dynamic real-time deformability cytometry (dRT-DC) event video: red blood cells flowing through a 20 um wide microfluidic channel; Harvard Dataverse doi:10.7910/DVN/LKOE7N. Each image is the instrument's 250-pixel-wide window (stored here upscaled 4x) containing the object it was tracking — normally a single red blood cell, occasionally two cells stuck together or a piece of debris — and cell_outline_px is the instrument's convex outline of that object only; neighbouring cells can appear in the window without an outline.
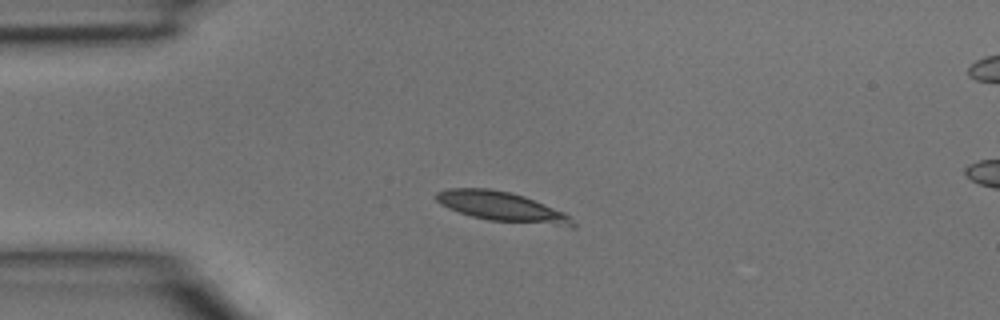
{"species": "common noctule bat (a hibernating species)", "species_latin": "Nyctalus noctula", "temperature_condition": "room temperature", "stored_images_in_passage": 4, "camera_frame_rate_fps": 3000, "um_per_image_px": 0.085, "animal": {"sex": "male", "body_mass_g": 15.6}, "frame": {"image": 1, "passage_image": 3, "time_ms": 0.667, "image_size_px": [1000, 320], "cell_outline_px": [[576, 228], [572, 228], [488, 220], [472, 216], [448, 208], [440, 204], [436, 200], [436, 192], [448, 188], [488, 188], [508, 192], [524, 196], [564, 212], [576, 224]], "centroid_in_image_um": [42.7, 17.6], "position_along_channel_um": 42.3, "area_um2": 23.7}}